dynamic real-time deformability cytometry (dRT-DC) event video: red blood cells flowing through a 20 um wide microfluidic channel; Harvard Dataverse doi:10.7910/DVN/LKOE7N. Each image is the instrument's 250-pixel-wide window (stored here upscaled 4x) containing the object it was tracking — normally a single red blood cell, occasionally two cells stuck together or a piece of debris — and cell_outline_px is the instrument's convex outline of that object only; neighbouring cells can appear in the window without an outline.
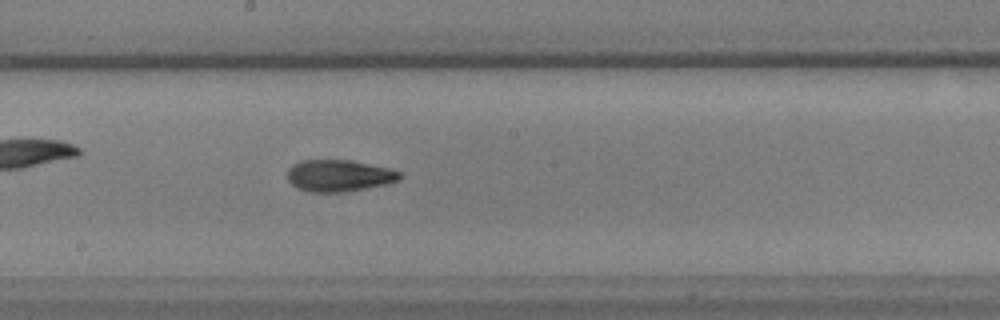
{"species": "common noctule bat (a hibernating species)", "species_latin": "Nyctalus noctula", "temperature_condition": "warm", "stored_images_in_passage": 29, "camera_frame_rate_fps": 3000, "um_per_image_px": 0.085, "animal": {"sex": "male", "body_mass_g": 17.9, "forearm_length_mm": 54.2}, "frame": {"image": 1, "passage_image": 13, "time_ms": 4.0, "image_size_px": [1000, 320], "cell_outline_px": [[404, 176], [400, 180], [388, 184], [344, 192], [308, 192], [296, 188], [288, 180], [288, 168], [292, 164], [300, 160], [348, 160], [392, 168], [400, 172]], "centroid_in_image_um": [28.84, 14.93], "position_along_channel_um": 219.4, "area_um2": 21.1}}
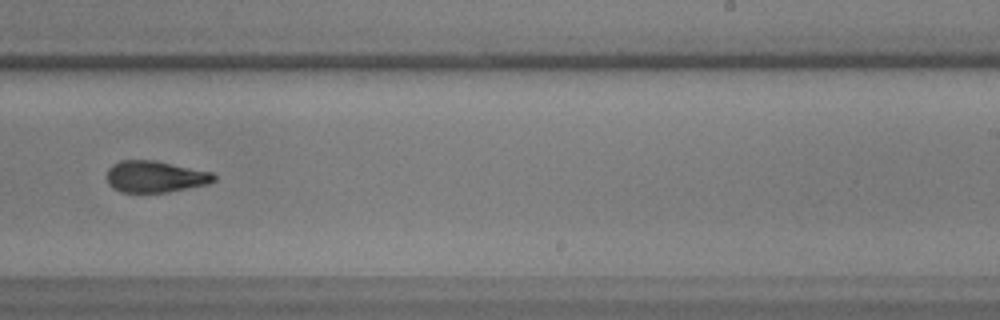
{"frame": {"image": 2, "passage_image": 17, "time_ms": 5.333, "image_size_px": [1000, 320], "cell_outline_px": [[216, 180], [208, 184], [168, 192], [120, 192], [112, 188], [108, 184], [108, 168], [112, 164], [120, 160], [152, 160], [212, 172], [216, 176]], "centroid_in_image_um": [13.18, 15.02], "position_along_channel_um": 275.8, "area_um2": 19.65}}